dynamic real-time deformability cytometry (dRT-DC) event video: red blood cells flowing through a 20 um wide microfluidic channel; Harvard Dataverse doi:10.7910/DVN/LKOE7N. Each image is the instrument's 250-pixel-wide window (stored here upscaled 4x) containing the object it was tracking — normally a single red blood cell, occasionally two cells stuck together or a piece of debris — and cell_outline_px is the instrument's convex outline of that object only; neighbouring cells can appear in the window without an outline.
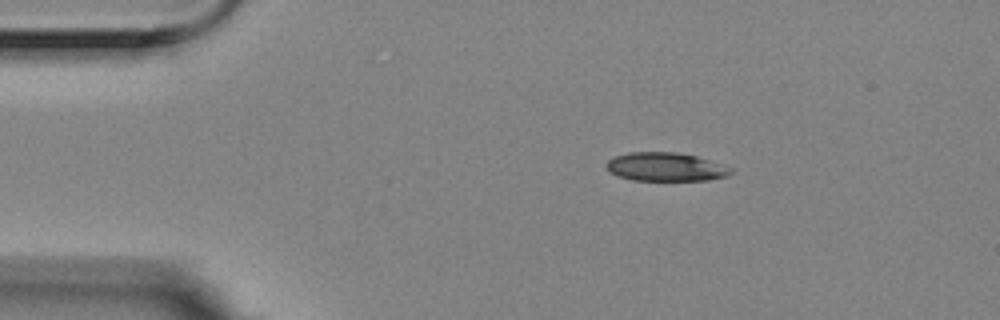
{"species": "Egyptian fruit bat (a non-hibernating species)", "species_latin": "Rousettus aegyptiacus", "temperature_condition": "room temperature", "stored_images_in_passage": 2, "camera_frame_rate_fps": 3000, "um_per_image_px": 0.085, "animal": {"sex": "female"}, "frame": {"image": 1, "passage_image": 1, "time_ms": 0.0, "image_size_px": [1000, 320], "cell_outline_px": [[732, 172], [728, 176], [708, 180], [632, 180], [616, 176], [608, 172], [604, 164], [608, 160], [616, 156], [628, 152], [676, 152], [696, 156], [732, 168]], "centroid_in_image_um": [56.52, 14.19], "position_along_channel_um": 28.5, "area_um2": 20.81}}